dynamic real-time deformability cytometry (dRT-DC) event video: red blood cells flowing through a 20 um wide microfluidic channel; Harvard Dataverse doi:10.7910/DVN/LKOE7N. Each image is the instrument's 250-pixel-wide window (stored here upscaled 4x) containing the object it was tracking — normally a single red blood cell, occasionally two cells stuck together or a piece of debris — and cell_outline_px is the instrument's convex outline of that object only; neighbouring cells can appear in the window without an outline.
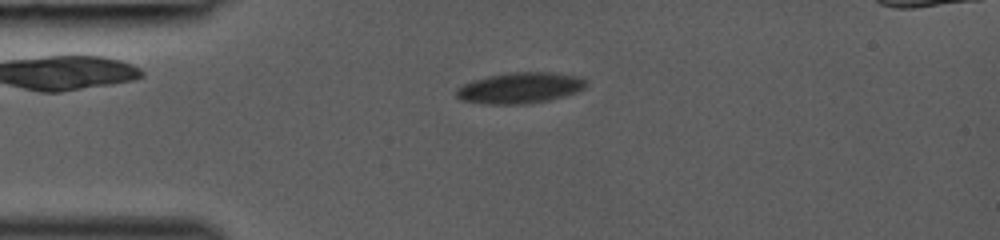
{"species": "common noctule bat (a hibernating species)", "species_latin": "Nyctalus noctula", "temperature_condition": "room temperature", "stored_images_in_passage": 36, "segment_of_instrument_passage": [1, 2], "camera_frame_rate_fps": 3000, "um_per_image_px": 0.085, "animal": {"sex": "female", "body_mass_g": 19.0, "forearm_length_mm": 53.3}, "frame": {"image": 1, "passage_image": 1, "time_ms": 0.0, "image_size_px": [1000, 240], "cell_outline_px": [[588, 84], [584, 88], [576, 92], [564, 96], [548, 100], [528, 104], [484, 104], [460, 100], [456, 96], [456, 88], [472, 80], [488, 76], [512, 72], [552, 72], [576, 76], [588, 80]], "centroid_in_image_um": [44.19, 7.47], "position_along_channel_um": 40.8, "area_um2": 23.52}}
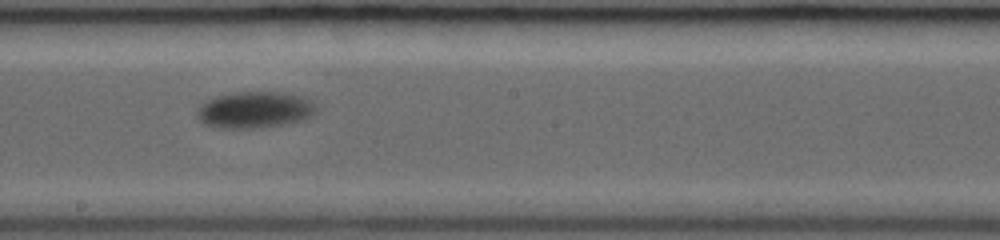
{"frame": {"image": 2, "passage_image": 16, "time_ms": 5.0, "image_size_px": [1000, 240], "cell_outline_px": [[316, 116], [304, 120], [288, 124], [260, 128], [224, 128], [204, 124], [196, 116], [196, 112], [200, 104], [216, 96], [236, 92], [280, 92], [300, 96], [316, 100]], "centroid_in_image_um": [21.72, 9.34], "position_along_channel_um": 226.5, "area_um2": 25.84}}
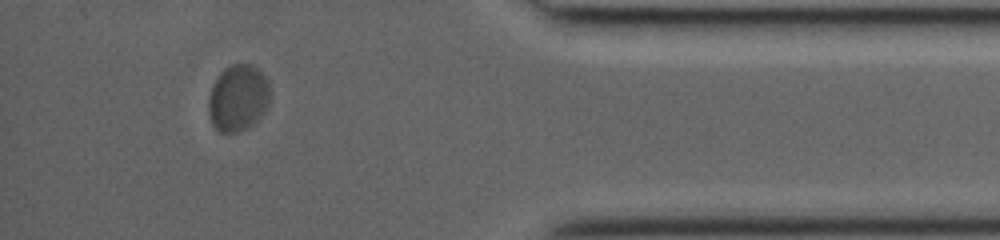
{"frame": {"image": 3, "passage_image": 31, "time_ms": 10.0, "image_size_px": [1000, 240], "cell_outline_px": [[268, 108], [248, 128], [240, 132], [220, 132], [212, 124], [208, 112], [208, 96], [212, 84], [220, 72], [224, 68], [232, 64], [252, 64], [260, 68], [268, 84]], "centroid_in_image_um": [20.21, 8.31], "position_along_channel_um": 415.0, "area_um2": 24.04}}